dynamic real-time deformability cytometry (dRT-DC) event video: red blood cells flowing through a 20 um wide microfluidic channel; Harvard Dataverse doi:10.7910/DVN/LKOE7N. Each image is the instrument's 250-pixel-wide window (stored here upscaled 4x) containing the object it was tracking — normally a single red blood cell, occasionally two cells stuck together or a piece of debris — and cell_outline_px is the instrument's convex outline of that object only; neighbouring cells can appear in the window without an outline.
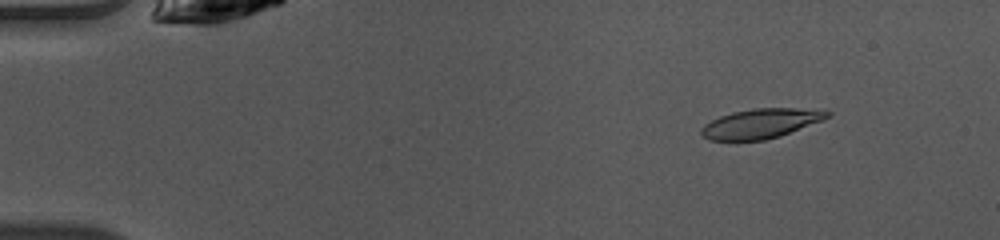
{"species": "common noctule bat (a hibernating species)", "species_latin": "Nyctalus noctula", "temperature_condition": "warm", "stored_images_in_passage": 49, "camera_frame_rate_fps": 3000, "um_per_image_px": 0.085, "animal": {"sex": "female", "body_mass_g": 10.0, "forearm_length_mm": 53.1}, "frame": {"image": 1, "passage_image": 6, "time_ms": 1.667, "image_size_px": [1000, 240], "cell_outline_px": [[832, 112], [828, 116], [820, 120], [780, 136], [764, 140], [708, 140], [700, 132], [700, 128], [704, 124], [720, 116], [732, 112], [756, 108], [796, 108]], "centroid_in_image_um": [64.59, 10.5], "position_along_channel_um": 20.4, "area_um2": 21.27}}
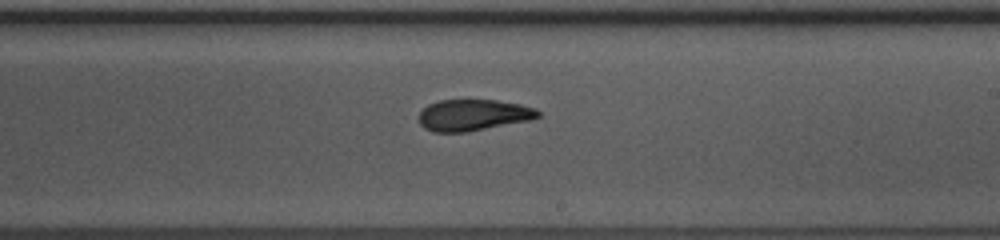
{"frame": {"image": 2, "passage_image": 29, "time_ms": 9.333, "image_size_px": [1000, 240], "cell_outline_px": [[540, 116], [532, 120], [468, 132], [432, 132], [424, 128], [420, 124], [420, 112], [428, 104], [440, 100], [496, 100], [520, 104], [536, 108], [540, 112]], "centroid_in_image_um": [40.25, 9.78], "position_along_channel_um": 248.7, "area_um2": 21.91}}
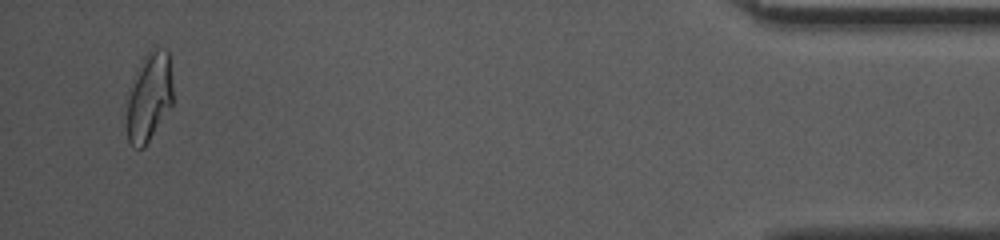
{"frame": {"image": 3, "passage_image": 47, "time_ms": 15.333, "image_size_px": [1000, 240], "cell_outline_px": [[172, 104], [144, 148], [136, 148], [128, 140], [124, 100], [128, 88], [144, 56], [156, 44], [168, 52], [172, 84]], "centroid_in_image_um": [12.62, 8.23], "position_along_channel_um": 422.6, "area_um2": 24.33}, "authors_computed_cell_mechanics": {"area_um2": 22.3686, "velocity_mm_per_s": 4.0774, "shape_relaxation_time_tau1_ms": 3.9343, "shape_relaxation_time_tau2_ms": 2.004, "deformation_change_tau1": 0.1762, "deformation_change_tau2": 0.0952}}